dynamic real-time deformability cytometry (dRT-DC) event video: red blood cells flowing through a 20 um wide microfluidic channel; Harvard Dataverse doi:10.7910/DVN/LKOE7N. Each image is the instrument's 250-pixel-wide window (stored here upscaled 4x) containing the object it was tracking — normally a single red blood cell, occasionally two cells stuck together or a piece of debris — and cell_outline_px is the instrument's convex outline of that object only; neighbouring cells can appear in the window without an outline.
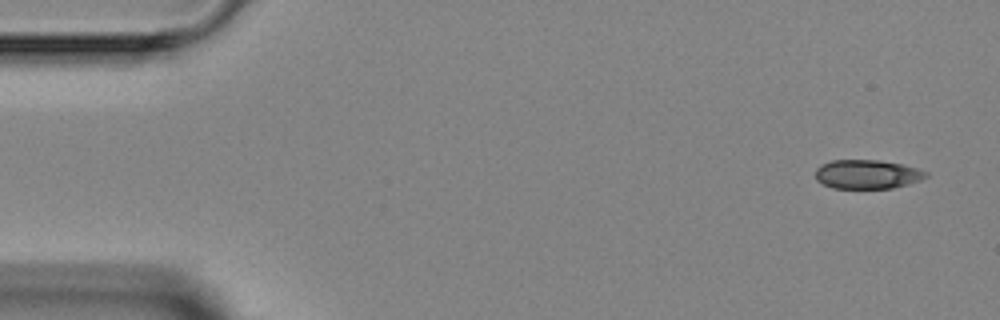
{"species": "Egyptian fruit bat (a non-hibernating species)", "species_latin": "Rousettus aegyptiacus", "temperature_condition": "room temperature", "stored_images_in_passage": 4, "camera_frame_rate_fps": 3000, "um_per_image_px": 0.085, "animal": {"sex": "female"}, "frame": {"image": 1, "passage_image": 1, "time_ms": 0.0, "image_size_px": [1000, 320], "cell_outline_px": [[928, 176], [920, 180], [908, 184], [892, 188], [832, 188], [816, 180], [816, 168], [820, 164], [832, 160], [880, 160], [900, 164], [916, 168], [928, 172]], "centroid_in_image_um": [73.69, 14.81], "position_along_channel_um": 11.3, "area_um2": 18.67}}
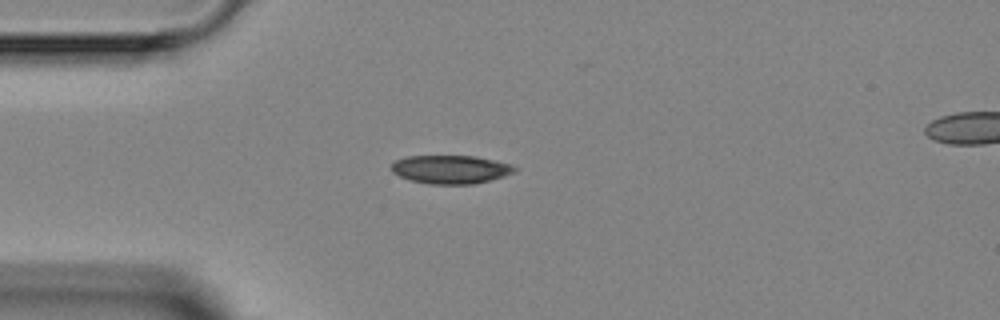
{"frame": {"image": 2, "passage_image": 4, "time_ms": 3.333, "image_size_px": [1000, 320], "cell_outline_px": [[516, 172], [504, 176], [472, 184], [428, 184], [408, 180], [392, 172], [392, 164], [396, 160], [404, 156], [476, 156], [508, 164], [516, 168]], "centroid_in_image_um": [38.26, 14.4], "position_along_channel_um": 46.7, "area_um2": 20.29}}